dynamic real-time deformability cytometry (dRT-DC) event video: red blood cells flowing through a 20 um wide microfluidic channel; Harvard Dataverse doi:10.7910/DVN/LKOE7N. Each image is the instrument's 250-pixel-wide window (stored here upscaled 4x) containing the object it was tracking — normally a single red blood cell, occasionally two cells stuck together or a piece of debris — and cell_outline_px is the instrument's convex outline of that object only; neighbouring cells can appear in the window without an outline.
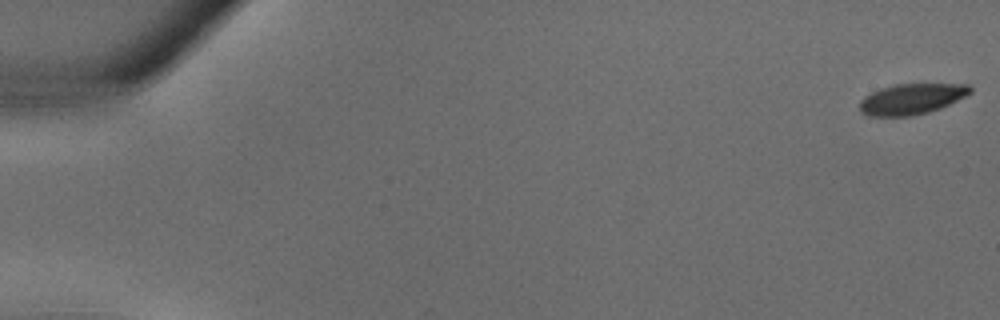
{"species": "common noctule bat (a hibernating species)", "species_latin": "Nyctalus noctula", "temperature_condition": "warm", "stored_images_in_passage": 37, "camera_frame_rate_fps": 3000, "um_per_image_px": 0.085, "animal": {"sex": "male", "body_mass_g": 18.8}, "frame": {"image": 1, "passage_image": 1, "time_ms": 0.0, "image_size_px": [1000, 320], "cell_outline_px": [[972, 92], [940, 108], [928, 112], [912, 116], [868, 116], [860, 112], [860, 100], [864, 96], [880, 88], [896, 84], [968, 84], [972, 88]], "centroid_in_image_um": [77.45, 8.41], "position_along_channel_um": 7.6, "area_um2": 19.71}}
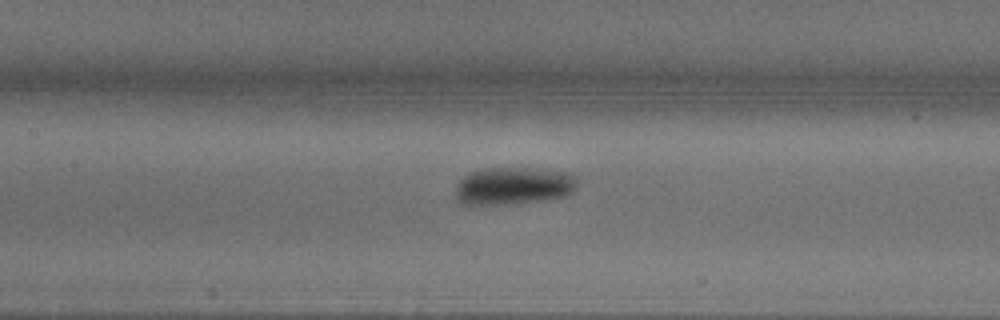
{"frame": {"image": 2, "passage_image": 18, "time_ms": 5.667, "image_size_px": [1000, 320], "cell_outline_px": [[576, 188], [572, 192], [564, 196], [544, 200], [512, 204], [464, 204], [456, 196], [456, 184], [464, 176], [472, 172], [484, 168], [528, 168], [568, 172], [576, 176]], "centroid_in_image_um": [43.66, 15.79], "position_along_channel_um": 163.7, "area_um2": 26.53}}
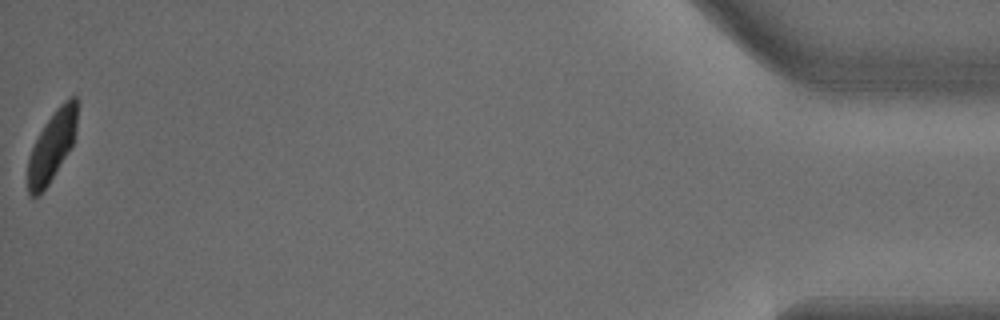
{"frame": {"image": 3, "passage_image": 37, "time_ms": 12.0, "image_size_px": [1000, 320], "cell_outline_px": [[80, 104], [76, 132], [72, 144], [68, 152], [48, 184], [40, 196], [32, 200], [28, 196], [28, 160], [32, 148], [44, 124], [56, 108], [68, 96], [76, 96], [80, 100]], "centroid_in_image_um": [4.45, 12.37], "position_along_channel_um": 430.7, "area_um2": 20.58}}